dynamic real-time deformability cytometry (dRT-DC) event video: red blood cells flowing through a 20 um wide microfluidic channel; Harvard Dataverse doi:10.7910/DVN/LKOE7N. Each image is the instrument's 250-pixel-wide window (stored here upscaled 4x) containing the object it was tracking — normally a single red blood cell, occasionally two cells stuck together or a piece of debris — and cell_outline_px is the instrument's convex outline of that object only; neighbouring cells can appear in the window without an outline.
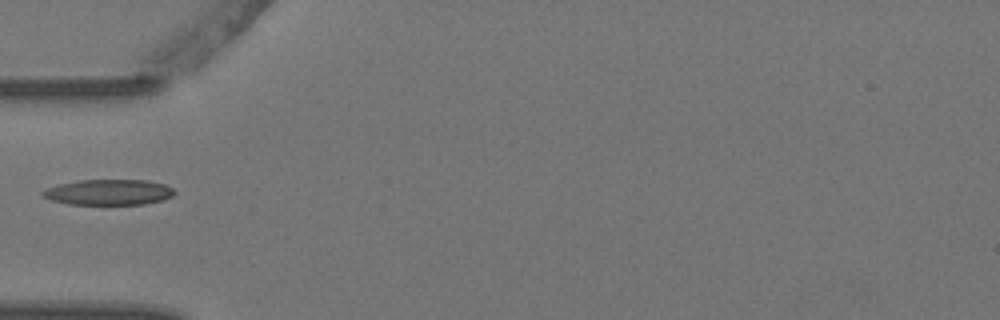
{"species": "Egyptian fruit bat (a non-hibernating species)", "species_latin": "Rousettus aegyptiacus", "temperature_condition": "warm", "stored_images_in_passage": 2, "camera_frame_rate_fps": 3000, "um_per_image_px": 0.085, "animal": {"sex": "female"}, "frame": {"image": 1, "passage_image": 1, "time_ms": 0.0, "image_size_px": [1000, 320], "cell_outline_px": [[176, 192], [172, 196], [164, 200], [144, 204], [68, 204], [52, 200], [44, 196], [40, 192], [48, 188], [60, 184], [80, 180], [148, 180], [164, 184], [172, 188]], "centroid_in_image_um": [9.28, 16.34], "position_along_channel_um": 75.7, "area_um2": 19.54}}
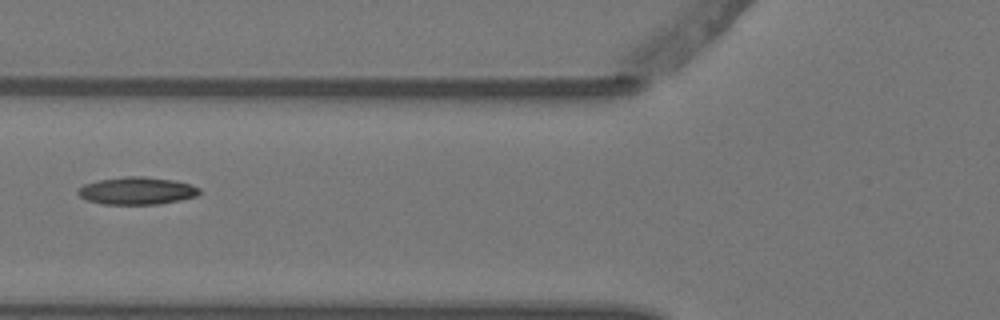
{"frame": {"image": 2, "passage_image": 2, "time_ms": 0.333, "image_size_px": [1000, 320], "cell_outline_px": [[200, 192], [196, 196], [180, 200], [160, 204], [104, 204], [88, 200], [80, 196], [76, 192], [84, 184], [96, 180], [124, 176], [144, 176], [176, 180], [192, 184], [200, 188]], "centroid_in_image_um": [11.66, 16.2], "position_along_channel_um": 114.1, "area_um2": 19.59}}